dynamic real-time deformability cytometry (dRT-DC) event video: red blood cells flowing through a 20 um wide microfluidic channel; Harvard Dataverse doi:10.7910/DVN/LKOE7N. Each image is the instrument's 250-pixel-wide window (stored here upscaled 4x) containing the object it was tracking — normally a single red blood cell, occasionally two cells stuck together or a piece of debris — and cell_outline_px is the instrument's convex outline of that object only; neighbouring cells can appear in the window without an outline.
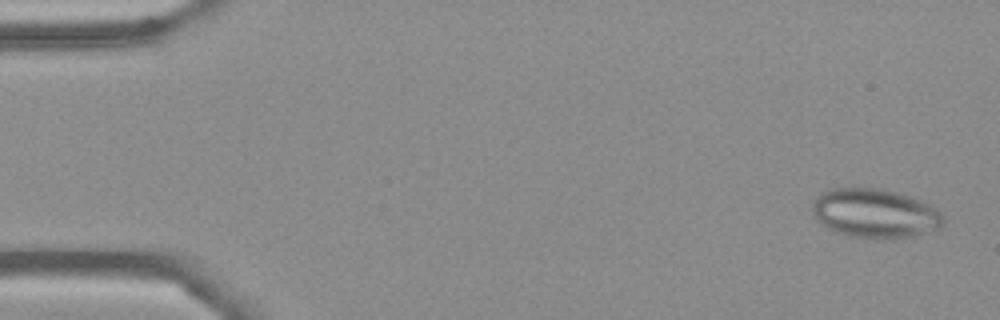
{"species": "Egyptian fruit bat (a non-hibernating species)", "species_latin": "Rousettus aegyptiacus", "temperature_condition": "cold", "stored_images_in_passage": 56, "camera_frame_rate_fps": 3000, "um_per_image_px": 0.085, "frame": {"image": 1, "passage_image": 2, "time_ms": 0.333, "image_size_px": [1000, 320], "cell_outline_px": [[944, 224], [940, 228], [912, 236], [892, 240], [888, 240], [848, 236], [832, 232], [816, 220], [812, 212], [812, 200], [824, 192], [832, 188], [876, 188], [896, 192], [912, 196], [932, 204], [944, 216]], "centroid_in_image_um": [74.38, 18.15], "position_along_channel_um": 10.6, "area_um2": 38.26}}
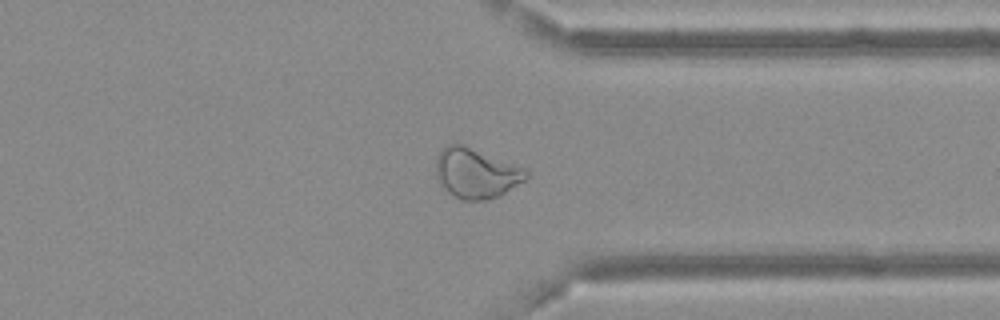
{"frame": {"image": 2, "passage_image": 42, "time_ms": 13.667, "image_size_px": [1000, 320], "cell_outline_px": [[528, 176], [524, 180], [500, 196], [488, 200], [460, 200], [448, 192], [436, 176], [436, 156], [448, 144], [460, 144], [524, 168], [528, 172]], "centroid_in_image_um": [40.45, 14.75], "position_along_channel_um": 370.9, "area_um2": 25.78}}
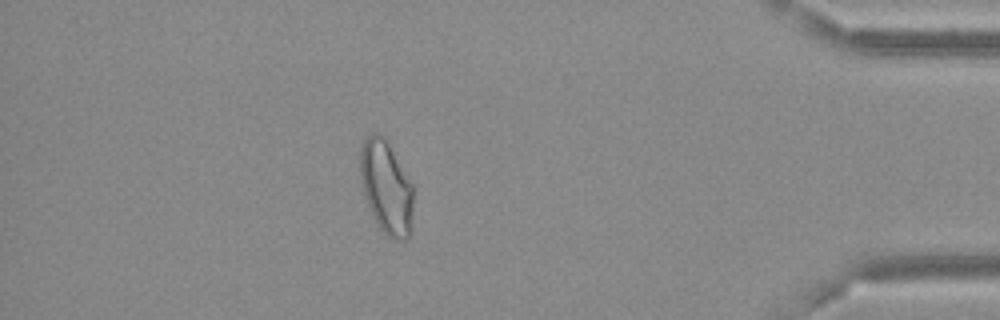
{"frame": {"image": 3, "passage_image": 48, "time_ms": 15.667, "image_size_px": [1000, 320], "cell_outline_px": [[412, 208], [408, 236], [404, 240], [392, 240], [376, 224], [372, 216], [364, 196], [360, 180], [360, 144], [372, 132], [380, 132], [388, 140], [412, 184]], "centroid_in_image_um": [32.79, 15.86], "position_along_channel_um": 402.4, "area_um2": 29.07}, "authors_computed_cell_mechanics": {"area_um2": 28.9, "velocity_mm_per_s": 3.6522, "shape_relaxation_time_tau1_ms": null, "shape_relaxation_time_tau2_ms": 2.0687, "deformation_change_tau1": null, "deformation_change_tau2": 0.0837}}